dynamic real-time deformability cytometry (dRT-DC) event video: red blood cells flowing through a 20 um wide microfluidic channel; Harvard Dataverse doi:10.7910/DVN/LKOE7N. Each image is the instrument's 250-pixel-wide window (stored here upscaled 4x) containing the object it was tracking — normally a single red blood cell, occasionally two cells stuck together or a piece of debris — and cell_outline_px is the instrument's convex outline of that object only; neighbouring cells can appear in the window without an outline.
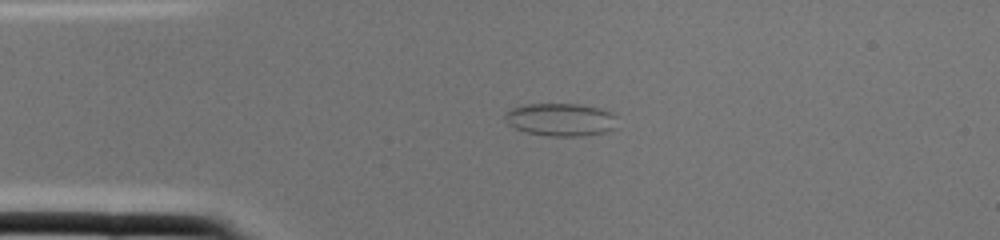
{"species": "common noctule bat (a hibernating species)", "species_latin": "Nyctalus noctula", "temperature_condition": "cold", "stored_images_in_passage": 1, "camera_frame_rate_fps": 3000, "um_per_image_px": 0.085, "animal": {"sex": "female", "body_mass_g": 22.0, "forearm_length_mm": 56.7}, "frame": {"image": 1, "passage_image": 1, "time_ms": 0.0, "image_size_px": [1000, 240], "cell_outline_px": [[616, 128], [604, 132], [580, 136], [548, 136], [528, 132], [516, 128], [508, 124], [504, 116], [512, 108], [528, 104], [580, 104], [600, 108], [612, 112], [616, 116]], "centroid_in_image_um": [47.7, 10.16], "position_along_channel_um": 37.3, "area_um2": 21.39}}